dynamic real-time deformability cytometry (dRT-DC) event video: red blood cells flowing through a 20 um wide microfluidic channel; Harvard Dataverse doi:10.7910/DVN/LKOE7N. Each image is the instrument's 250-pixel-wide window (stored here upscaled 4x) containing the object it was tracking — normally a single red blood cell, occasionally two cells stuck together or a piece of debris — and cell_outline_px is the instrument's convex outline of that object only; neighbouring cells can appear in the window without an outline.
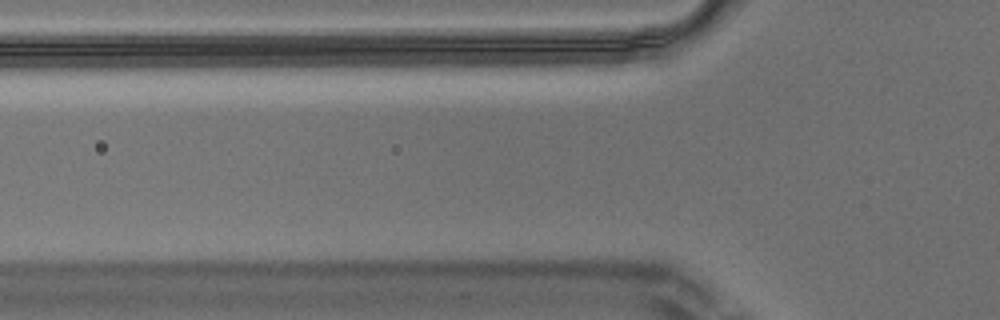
{"species": "Egyptian fruit bat (a non-hibernating species)", "species_latin": "Rousettus aegyptiacus", "temperature_condition": "warm", "stored_images_in_passage": 5, "camera_frame_rate_fps": 3000, "um_per_image_px": 0.085, "animal": {"sex": "male"}, "frame": {"image": 1, "passage_image": 4, "time_ms": 1.0, "image_size_px": [1000, 320], "cell_outline_px": [[464, 52], [408, 68], [384, 68], [288, 52], [280, 40], [280, 36], [296, 32], [324, 32], [464, 36]], "centroid_in_image_um": [31.84, 4.05], "position_along_channel_um": 94.0, "area_um2": 35.55}}